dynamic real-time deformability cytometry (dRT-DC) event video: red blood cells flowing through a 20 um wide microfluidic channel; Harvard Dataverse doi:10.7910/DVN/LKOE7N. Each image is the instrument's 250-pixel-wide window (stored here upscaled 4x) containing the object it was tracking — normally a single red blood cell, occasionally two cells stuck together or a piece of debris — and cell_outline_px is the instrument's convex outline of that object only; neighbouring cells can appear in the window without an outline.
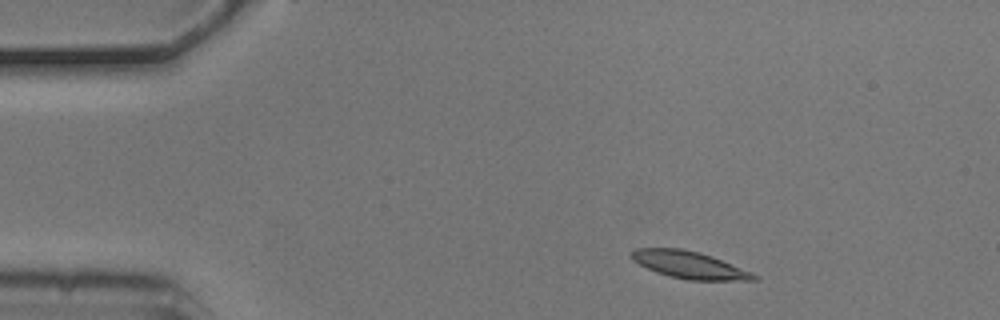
{"species": "common noctule bat (a hibernating species)", "species_latin": "Nyctalus noctula", "temperature_condition": "cold", "stored_images_in_passage": 3, "camera_frame_rate_fps": 3000, "um_per_image_px": 0.085, "animal": {"sex": "male", "body_mass_g": 20.5, "forearm_length_mm": 52.5}, "frame": {"image": 1, "passage_image": 1, "time_ms": 0.0, "image_size_px": [1000, 320], "cell_outline_px": [[760, 276], [756, 280], [688, 280], [656, 272], [632, 260], [632, 252], [636, 248], [680, 248], [700, 252], [712, 256], [752, 272]], "centroid_in_image_um": [58.63, 22.51], "position_along_channel_um": 26.4, "area_um2": 19.19}}